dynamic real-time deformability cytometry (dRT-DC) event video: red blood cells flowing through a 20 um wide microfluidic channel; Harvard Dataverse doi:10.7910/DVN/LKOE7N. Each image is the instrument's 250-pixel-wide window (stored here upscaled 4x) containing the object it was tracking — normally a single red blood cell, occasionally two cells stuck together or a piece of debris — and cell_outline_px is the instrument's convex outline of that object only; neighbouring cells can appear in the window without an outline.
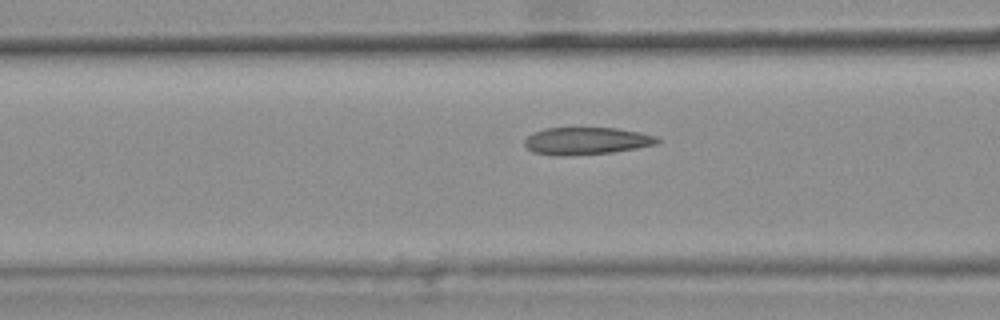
{"species": "common noctule bat (a hibernating species)", "species_latin": "Nyctalus noctula", "temperature_condition": "warm", "stored_images_in_passage": 3, "camera_frame_rate_fps": 3000, "um_per_image_px": 0.085, "animal": {"sex": "female", "body_mass_g": 25.1}, "frame": {"image": 1, "passage_image": 3, "time_ms": 0.667, "image_size_px": [1000, 320], "cell_outline_px": [[660, 140], [656, 144], [636, 148], [612, 152], [568, 156], [560, 156], [532, 152], [524, 144], [524, 140], [532, 132], [544, 128], [616, 128], [640, 132], [656, 136]], "centroid_in_image_um": [49.81, 11.98], "position_along_channel_um": 116.8, "area_um2": 21.15}}